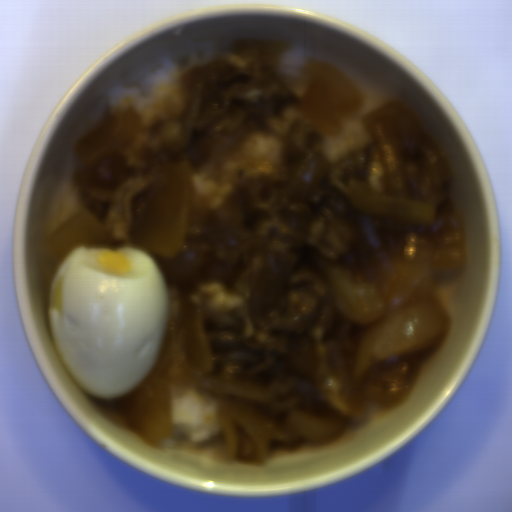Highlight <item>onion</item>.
Returning a JSON list of instances; mask_svg holds the SVG:
<instances>
[{
    "mask_svg": "<svg viewBox=\"0 0 512 512\" xmlns=\"http://www.w3.org/2000/svg\"><path fill=\"white\" fill-rule=\"evenodd\" d=\"M190 215V164L172 165L168 178L155 190L136 242L152 257L173 260L185 238Z\"/></svg>",
    "mask_w": 512,
    "mask_h": 512,
    "instance_id": "obj_1",
    "label": "onion"
},
{
    "mask_svg": "<svg viewBox=\"0 0 512 512\" xmlns=\"http://www.w3.org/2000/svg\"><path fill=\"white\" fill-rule=\"evenodd\" d=\"M355 209L381 218H395L416 224H431L435 218V206L420 200L404 197H388L361 189L355 182L347 191Z\"/></svg>",
    "mask_w": 512,
    "mask_h": 512,
    "instance_id": "obj_3",
    "label": "onion"
},
{
    "mask_svg": "<svg viewBox=\"0 0 512 512\" xmlns=\"http://www.w3.org/2000/svg\"><path fill=\"white\" fill-rule=\"evenodd\" d=\"M174 361L182 373L194 384L207 392L233 393L249 399L273 397L274 390L251 387L236 382L210 377L197 370L186 354L183 329L174 332L171 341Z\"/></svg>",
    "mask_w": 512,
    "mask_h": 512,
    "instance_id": "obj_4",
    "label": "onion"
},
{
    "mask_svg": "<svg viewBox=\"0 0 512 512\" xmlns=\"http://www.w3.org/2000/svg\"><path fill=\"white\" fill-rule=\"evenodd\" d=\"M48 242L59 264L76 247H114L110 231L87 208L61 222Z\"/></svg>",
    "mask_w": 512,
    "mask_h": 512,
    "instance_id": "obj_2",
    "label": "onion"
},
{
    "mask_svg": "<svg viewBox=\"0 0 512 512\" xmlns=\"http://www.w3.org/2000/svg\"><path fill=\"white\" fill-rule=\"evenodd\" d=\"M344 424L341 415L316 416L303 410L290 414L285 427L314 440H330L341 432Z\"/></svg>",
    "mask_w": 512,
    "mask_h": 512,
    "instance_id": "obj_5",
    "label": "onion"
}]
</instances>
